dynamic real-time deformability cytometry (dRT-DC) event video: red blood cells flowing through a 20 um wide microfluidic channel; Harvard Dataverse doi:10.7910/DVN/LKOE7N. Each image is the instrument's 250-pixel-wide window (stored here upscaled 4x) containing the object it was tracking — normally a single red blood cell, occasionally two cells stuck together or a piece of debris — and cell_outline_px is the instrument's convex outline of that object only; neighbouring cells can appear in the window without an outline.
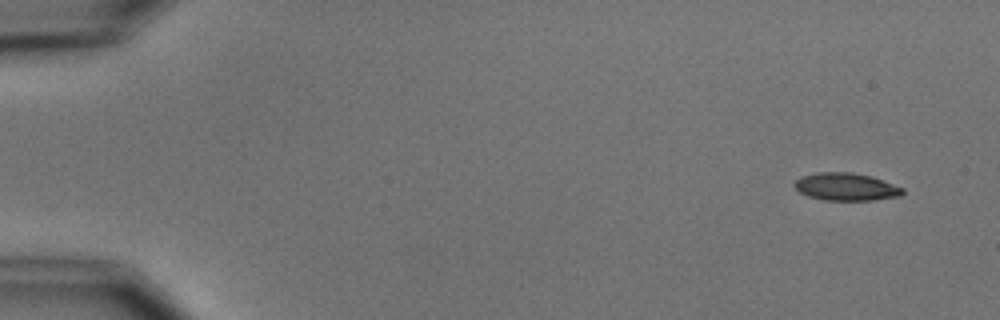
{"species": "common noctule bat (a hibernating species)", "species_latin": "Nyctalus noctula", "temperature_condition": "cold", "stored_images_in_passage": 6, "camera_frame_rate_fps": 3000, "um_per_image_px": 0.085, "animal": {"sex": "male", "body_mass_g": 15.6}, "frame": {"image": 1, "passage_image": 1, "time_ms": 0.0, "image_size_px": [1000, 320], "cell_outline_px": [[904, 192], [900, 196], [872, 200], [824, 200], [808, 196], [800, 192], [792, 184], [800, 176], [816, 172], [848, 172], [872, 176], [904, 188]], "centroid_in_image_um": [71.89, 15.87], "position_along_channel_um": 13.1, "area_um2": 17.46}}
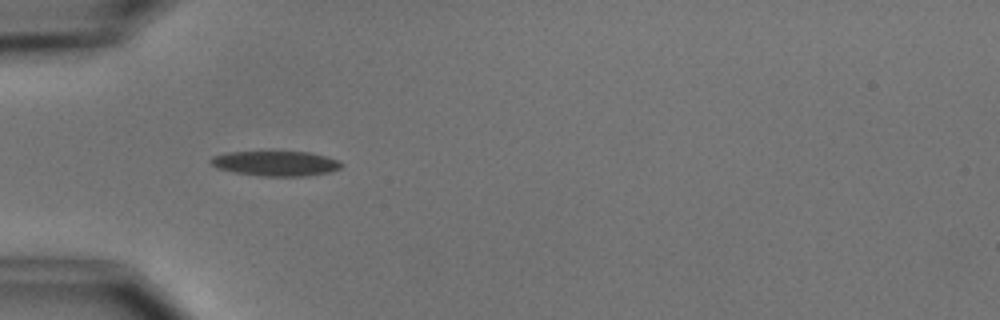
{"frame": {"image": 2, "passage_image": 5, "time_ms": 4.667, "image_size_px": [1000, 320], "cell_outline_px": [[344, 164], [340, 168], [328, 172], [308, 176], [260, 176], [236, 172], [216, 168], [208, 160], [212, 156], [228, 152], [308, 152], [340, 160]], "centroid_in_image_um": [23.43, 13.89], "position_along_channel_um": 61.6, "area_um2": 18.96}}